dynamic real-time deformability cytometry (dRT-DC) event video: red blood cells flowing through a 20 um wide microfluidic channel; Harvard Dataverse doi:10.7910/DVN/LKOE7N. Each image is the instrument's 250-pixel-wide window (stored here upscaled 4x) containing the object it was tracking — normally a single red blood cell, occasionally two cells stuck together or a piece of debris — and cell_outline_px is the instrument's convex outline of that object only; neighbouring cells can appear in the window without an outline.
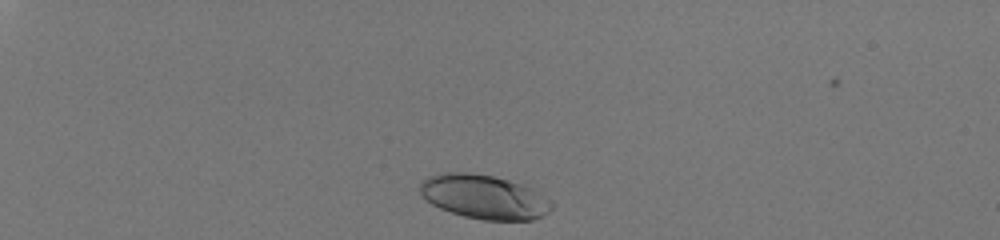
{"species": "human", "species_latin": "Homo sapiens", "temperature_condition": "room temperature", "stored_images_in_passage": 35, "camera_frame_rate_fps": 3000, "um_per_image_px": 0.085, "donor": {"sex": "male"}, "frame": {"image": 1, "passage_image": 2, "time_ms": 0.333, "image_size_px": [1000, 240], "cell_outline_px": [[552, 208], [548, 212], [532, 220], [484, 220], [464, 216], [440, 208], [432, 204], [420, 192], [420, 184], [428, 176], [448, 172], [468, 172], [492, 176], [508, 180], [520, 184], [552, 200]], "centroid_in_image_um": [41.14, 16.74], "position_along_channel_um": 43.9, "area_um2": 33.35}}
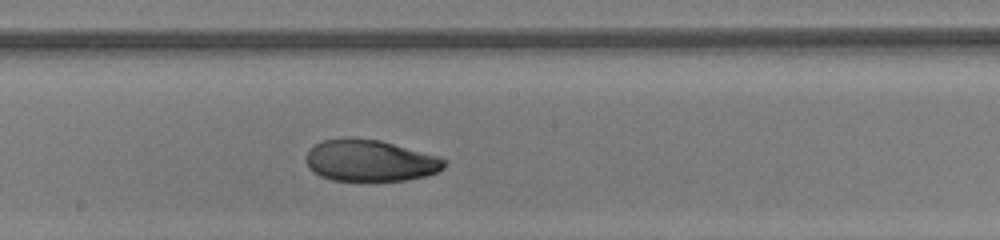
{"frame": {"image": 2, "passage_image": 21, "time_ms": 6.667, "image_size_px": [1000, 240], "cell_outline_px": [[448, 160], [444, 168], [436, 172], [424, 176], [408, 180], [332, 180], [320, 176], [308, 168], [308, 152], [316, 144], [324, 140], [380, 140], [440, 156]], "centroid_in_image_um": [31.54, 13.68], "position_along_channel_um": 216.7, "area_um2": 32.71}}
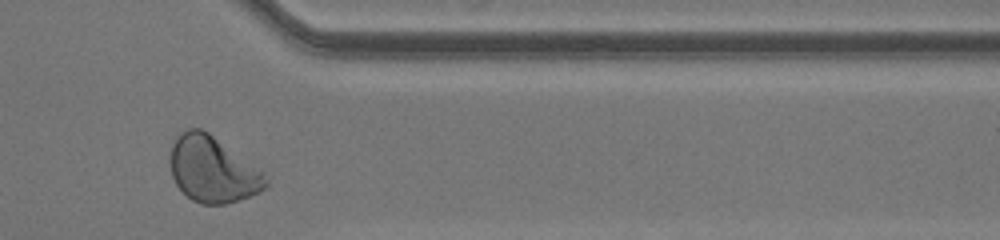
{"frame": {"image": 3, "passage_image": 34, "time_ms": 11.0, "image_size_px": [1000, 240], "cell_outline_px": [[268, 184], [260, 192], [224, 204], [200, 204], [192, 200], [176, 184], [172, 176], [168, 160], [172, 144], [176, 136], [180, 132], [188, 128], [200, 128], [208, 132], [264, 172], [268, 180]], "centroid_in_image_um": [18.04, 14.39], "position_along_channel_um": 393.4, "area_um2": 36.65}, "authors_computed_cell_mechanics": {"area_um2": 33.9286, "velocity_mm_per_s": 4.1011, "shape_relaxation_time_tau1_ms": 5.2601, "shape_relaxation_time_tau2_ms": 1.3788, "deformation_change_tau1": 0.1907, "deformation_change_tau2": 0.058}}